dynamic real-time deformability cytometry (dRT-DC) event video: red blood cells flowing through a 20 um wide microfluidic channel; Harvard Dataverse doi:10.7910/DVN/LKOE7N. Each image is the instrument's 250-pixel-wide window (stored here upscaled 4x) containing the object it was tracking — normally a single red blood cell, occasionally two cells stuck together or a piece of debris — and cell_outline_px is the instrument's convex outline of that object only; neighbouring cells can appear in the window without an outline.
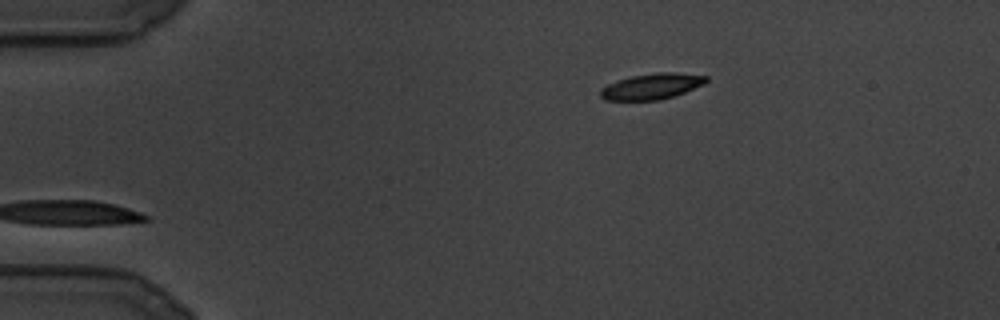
{"species": "common noctule bat (a hibernating species)", "species_latin": "Nyctalus noctula", "temperature_condition": "cold", "stored_images_in_passage": 69, "camera_frame_rate_fps": 3000, "um_per_image_px": 0.085, "animal": {"sex": "male", "body_mass_g": 19.5, "forearm_length_mm": 54.6}, "frame": {"image": 1, "passage_image": 1, "time_ms": 0.0, "image_size_px": [1000, 320], "cell_outline_px": [[708, 80], [704, 84], [684, 92], [660, 100], [604, 100], [600, 96], [600, 88], [608, 84], [632, 76], [656, 72], [676, 72], [708, 76]], "centroid_in_image_um": [55.4, 7.33], "position_along_channel_um": 29.6, "area_um2": 15.84}}
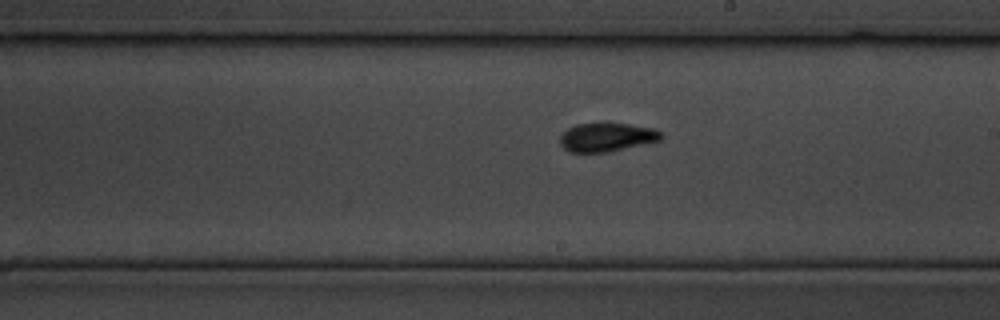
{"frame": {"image": 2, "passage_image": 45, "time_ms": 14.667, "image_size_px": [1000, 320], "cell_outline_px": [[664, 136], [660, 140], [608, 152], [568, 152], [560, 144], [560, 136], [568, 128], [576, 124], [628, 124], [652, 128], [660, 132]], "centroid_in_image_um": [51.55, 11.67], "position_along_channel_um": 237.4, "area_um2": 16.59}}
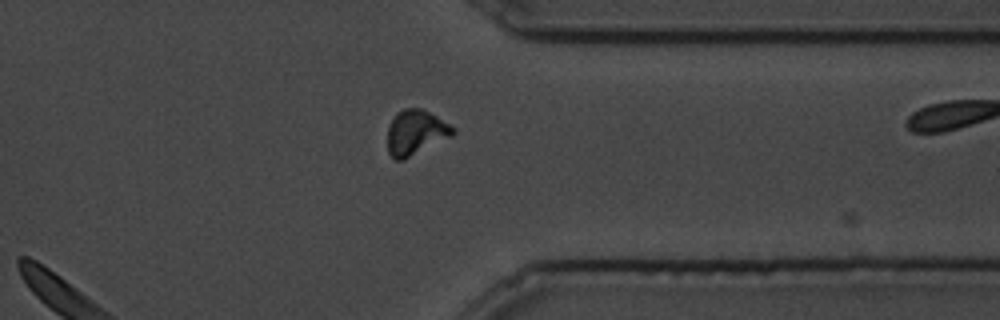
{"frame": {"image": 3, "passage_image": 68, "time_ms": 22.333, "image_size_px": [1000, 320], "cell_outline_px": [[456, 132], [452, 136], [404, 160], [392, 160], [388, 152], [388, 128], [396, 112], [404, 108], [420, 108], [436, 116], [456, 128]], "centroid_in_image_um": [35.33, 11.28], "position_along_channel_um": 376.1, "area_um2": 17.22}}